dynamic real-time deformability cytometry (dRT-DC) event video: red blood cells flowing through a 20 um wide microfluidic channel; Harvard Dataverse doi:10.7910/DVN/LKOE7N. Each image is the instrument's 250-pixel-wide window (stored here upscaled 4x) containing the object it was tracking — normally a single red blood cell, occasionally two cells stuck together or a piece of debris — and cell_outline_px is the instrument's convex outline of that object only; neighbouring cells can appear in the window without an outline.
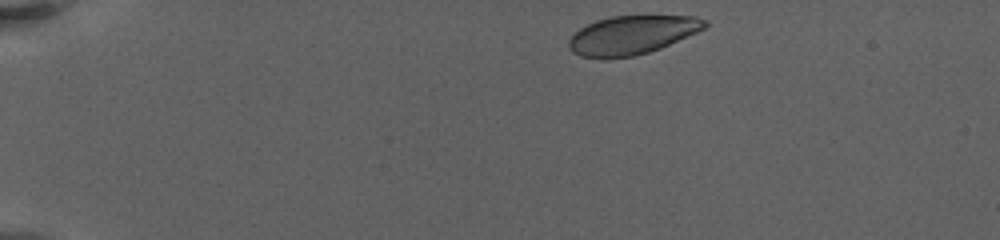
{"species": "human", "species_latin": "Homo sapiens", "temperature_condition": "warm", "stored_images_in_passage": 20, "camera_frame_rate_fps": 3000, "um_per_image_px": 0.085, "donor": {"sex": "female"}, "frame": {"image": 1, "passage_image": 1, "time_ms": 0.0, "image_size_px": [1000, 240], "cell_outline_px": [[708, 24], [704, 28], [696, 32], [660, 48], [648, 52], [632, 56], [580, 56], [572, 52], [568, 48], [568, 40], [580, 28], [596, 20], [612, 16], [696, 16], [708, 20]], "centroid_in_image_um": [53.73, 2.94], "position_along_channel_um": 31.3, "area_um2": 30.0}}
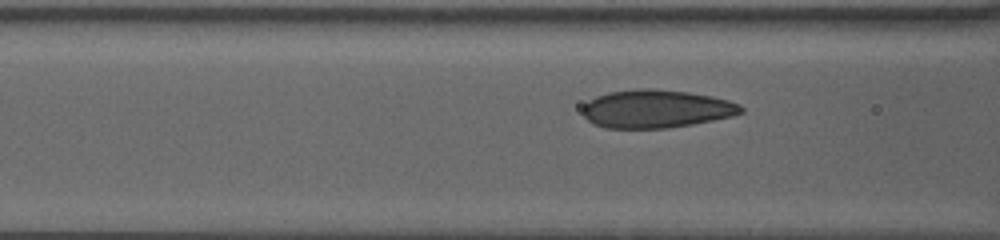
{"frame": {"image": 2, "passage_image": 11, "time_ms": 5.333, "image_size_px": [1000, 240], "cell_outline_px": [[744, 112], [732, 116], [692, 124], [668, 128], [604, 128], [592, 124], [584, 116], [584, 104], [588, 100], [596, 96], [608, 92], [636, 88], [652, 88], [688, 92], [712, 96], [728, 100], [740, 104], [744, 108]], "centroid_in_image_um": [55.77, 9.25], "position_along_channel_um": 110.8, "area_um2": 35.37}}
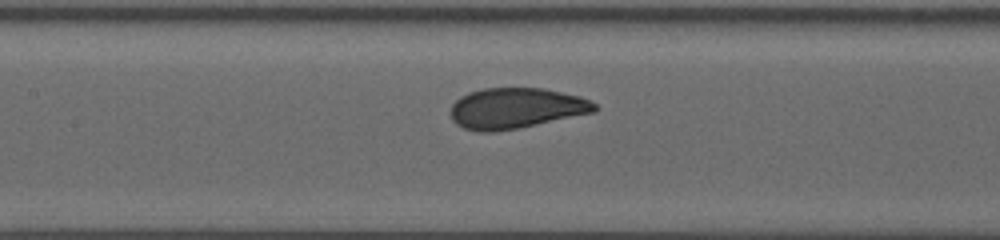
{"frame": {"image": 3, "passage_image": 17, "time_ms": 7.0, "image_size_px": [1000, 240], "cell_outline_px": [[600, 108], [596, 112], [520, 128], [492, 132], [480, 132], [464, 128], [456, 124], [452, 120], [452, 104], [460, 96], [468, 92], [484, 88], [544, 88], [580, 96], [592, 100]], "centroid_in_image_um": [43.9, 9.2], "position_along_channel_um": 163.5, "area_um2": 34.45}}